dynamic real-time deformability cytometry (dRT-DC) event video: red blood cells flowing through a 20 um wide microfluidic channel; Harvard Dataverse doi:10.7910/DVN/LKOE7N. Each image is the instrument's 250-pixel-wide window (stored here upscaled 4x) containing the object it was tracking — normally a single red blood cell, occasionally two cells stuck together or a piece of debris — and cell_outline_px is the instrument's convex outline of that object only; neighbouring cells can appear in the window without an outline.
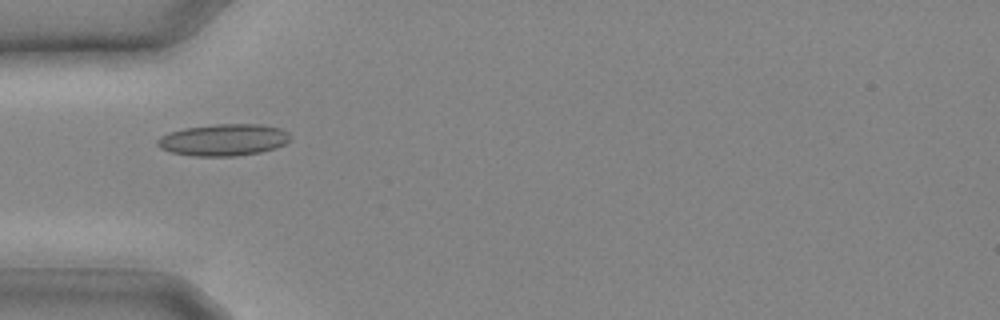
{"species": "common noctule bat (a hibernating species)", "species_latin": "Nyctalus noctula", "temperature_condition": "cold", "stored_images_in_passage": 13, "camera_frame_rate_fps": 3000, "um_per_image_px": 0.085, "animal": {"sex": "male", "body_mass_g": 20.4}, "frame": {"image": 1, "passage_image": 6, "time_ms": 1.667, "image_size_px": [1000, 320], "cell_outline_px": [[292, 136], [284, 144], [276, 148], [260, 152], [236, 156], [192, 156], [172, 152], [160, 148], [156, 144], [156, 140], [160, 136], [168, 132], [184, 128], [216, 124], [260, 124], [280, 128], [288, 132]], "centroid_in_image_um": [18.99, 11.89], "position_along_channel_um": 66.0, "area_um2": 24.74}}
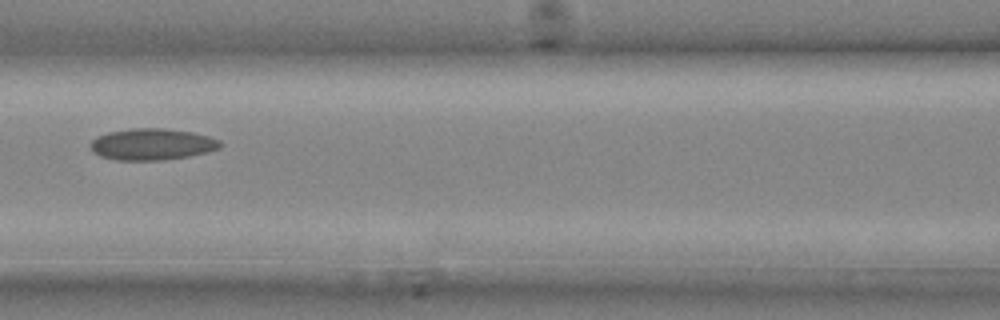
{"frame": {"image": 2, "passage_image": 10, "time_ms": 3.0, "image_size_px": [1000, 320], "cell_outline_px": [[220, 148], [208, 152], [188, 156], [160, 160], [116, 160], [100, 156], [88, 144], [96, 136], [108, 132], [132, 128], [160, 128], [192, 132], [208, 136], [220, 140]], "centroid_in_image_um": [12.91, 12.26], "position_along_channel_um": 153.7, "area_um2": 23.7}}
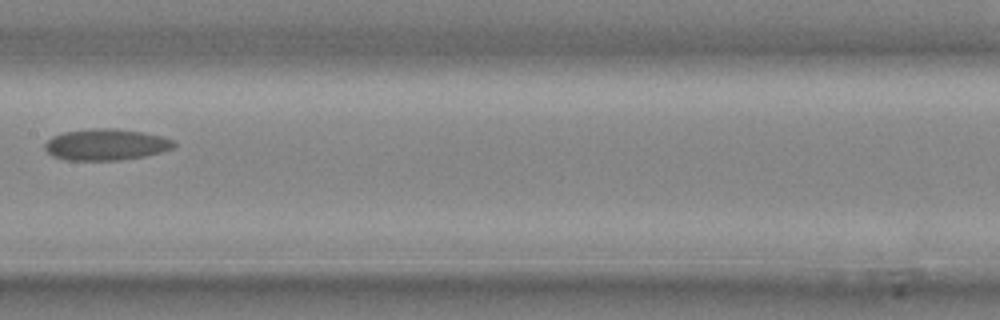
{"frame": {"image": 3, "passage_image": 12, "time_ms": 3.667, "image_size_px": [1000, 320], "cell_outline_px": [[176, 148], [144, 156], [120, 160], [68, 160], [52, 156], [44, 148], [44, 144], [52, 136], [64, 132], [96, 128], [112, 128], [144, 132], [176, 140]], "centroid_in_image_um": [9.04, 12.29], "position_along_channel_um": 198.4, "area_um2": 23.64}}